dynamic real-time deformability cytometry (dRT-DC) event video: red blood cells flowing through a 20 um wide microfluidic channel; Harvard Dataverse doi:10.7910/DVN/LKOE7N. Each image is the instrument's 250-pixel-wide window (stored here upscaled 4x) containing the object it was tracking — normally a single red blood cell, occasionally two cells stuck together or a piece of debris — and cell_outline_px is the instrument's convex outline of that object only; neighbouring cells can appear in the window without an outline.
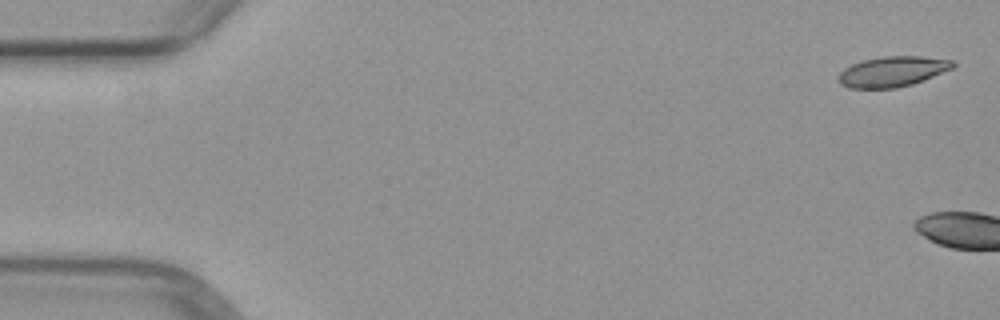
{"species": "common noctule bat (a hibernating species)", "species_latin": "Nyctalus noctula", "temperature_condition": "warm", "stored_images_in_passage": 2, "camera_frame_rate_fps": 3000, "um_per_image_px": 0.085, "animal": {"sex": "female", "body_mass_g": 29.2, "forearm_length_mm": 56.3}, "frame": {"image": 1, "passage_image": 1, "time_ms": 0.0, "image_size_px": [1000, 320], "cell_outline_px": [[956, 64], [952, 68], [924, 80], [912, 84], [896, 88], [848, 88], [840, 84], [840, 72], [844, 68], [852, 64], [864, 60], [884, 56], [920, 56], [952, 60]], "centroid_in_image_um": [75.86, 6.08], "position_along_channel_um": 9.1, "area_um2": 20.06}}